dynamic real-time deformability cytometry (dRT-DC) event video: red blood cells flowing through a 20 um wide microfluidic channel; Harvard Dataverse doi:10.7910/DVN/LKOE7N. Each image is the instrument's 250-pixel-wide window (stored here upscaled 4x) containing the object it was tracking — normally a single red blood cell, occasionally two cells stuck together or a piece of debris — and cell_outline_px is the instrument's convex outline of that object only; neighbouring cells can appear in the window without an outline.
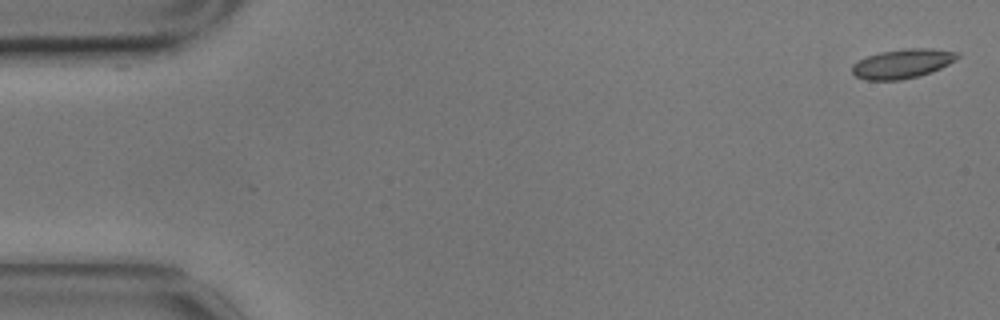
{"species": "common noctule bat (a hibernating species)", "species_latin": "Nyctalus noctula", "temperature_condition": "cold", "stored_images_in_passage": 23, "camera_frame_rate_fps": 3000, "um_per_image_px": 0.085, "animal": {"sex": "male", "body_mass_g": 17.9}, "frame": {"image": 1, "passage_image": 1, "time_ms": 0.0, "image_size_px": [1000, 320], "cell_outline_px": [[960, 56], [956, 60], [932, 72], [920, 76], [900, 80], [864, 80], [856, 76], [852, 72], [852, 64], [868, 56], [880, 52], [904, 48], [932, 48], [960, 52]], "centroid_in_image_um": [76.74, 5.4], "position_along_channel_um": 8.3, "area_um2": 18.15}}
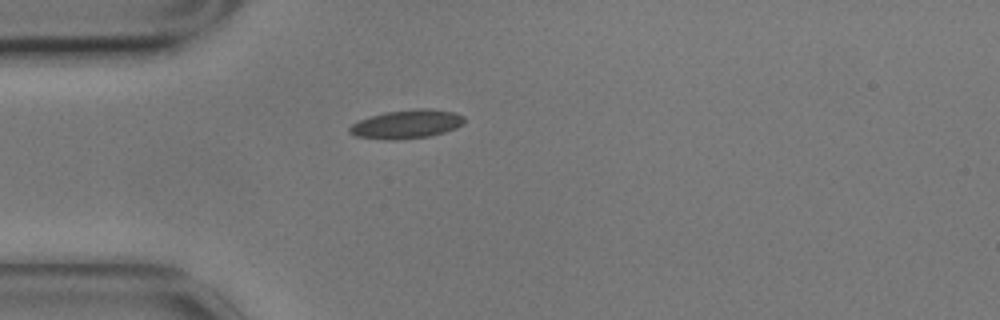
{"frame": {"image": 2, "passage_image": 15, "time_ms": 4.667, "image_size_px": [1000, 320], "cell_outline_px": [[464, 124], [456, 128], [444, 132], [428, 136], [400, 140], [384, 140], [356, 136], [348, 132], [348, 128], [352, 124], [360, 120], [384, 112], [420, 108], [432, 108], [456, 112], [464, 116]], "centroid_in_image_um": [34.59, 10.55], "position_along_channel_um": 50.4, "area_um2": 19.36}}